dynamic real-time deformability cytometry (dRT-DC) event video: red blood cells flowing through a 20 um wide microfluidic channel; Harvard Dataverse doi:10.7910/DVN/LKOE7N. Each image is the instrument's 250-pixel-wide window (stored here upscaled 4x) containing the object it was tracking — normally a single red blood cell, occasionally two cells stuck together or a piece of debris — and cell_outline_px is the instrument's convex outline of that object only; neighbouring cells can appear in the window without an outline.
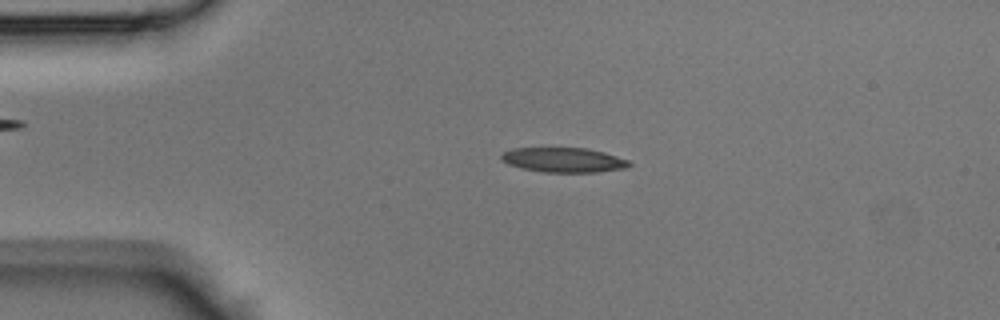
{"species": "Egyptian fruit bat (a non-hibernating species)", "species_latin": "Rousettus aegyptiacus", "temperature_condition": "room temperature", "stored_images_in_passage": 47, "camera_frame_rate_fps": 3000, "um_per_image_px": 0.085, "animal": {"sex": "male"}, "frame": {"image": 1, "passage_image": 10, "time_ms": 3.0, "image_size_px": [1000, 320], "cell_outline_px": [[632, 164], [628, 168], [596, 172], [544, 172], [520, 168], [508, 164], [500, 160], [500, 156], [504, 152], [512, 148], [584, 148], [604, 152], [628, 160]], "centroid_in_image_um": [47.89, 13.6], "position_along_channel_um": 37.1, "area_um2": 18.44}}
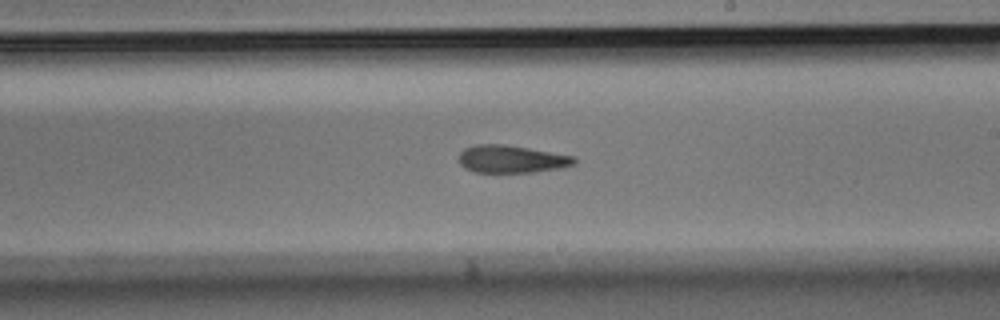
{"frame": {"image": 2, "passage_image": 27, "time_ms": 8.667, "image_size_px": [1000, 320], "cell_outline_px": [[576, 164], [560, 168], [532, 172], [476, 172], [464, 168], [456, 160], [460, 152], [464, 148], [476, 144], [504, 144], [576, 156]], "centroid_in_image_um": [43.45, 13.51], "position_along_channel_um": 245.6, "area_um2": 18.73}}
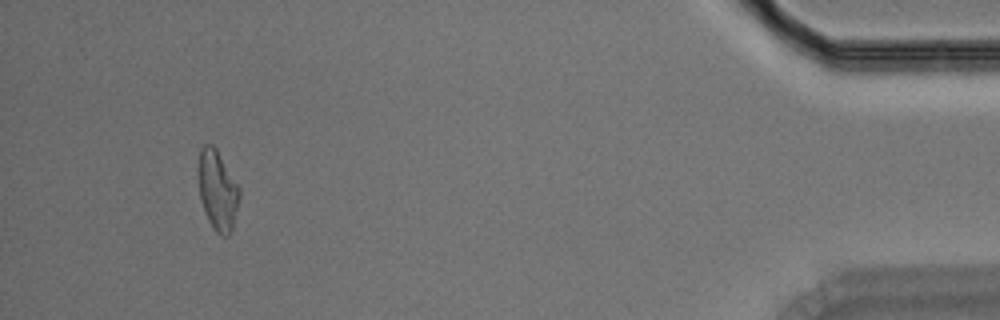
{"frame": {"image": 3, "passage_image": 44, "time_ms": 14.333, "image_size_px": [1000, 320], "cell_outline_px": [[240, 196], [232, 228], [228, 236], [224, 236], [216, 232], [212, 228], [208, 220], [200, 200], [196, 172], [196, 168], [200, 148], [204, 144], [212, 144], [216, 148], [240, 188]], "centroid_in_image_um": [18.45, 16.13], "position_along_channel_um": 416.8, "area_um2": 19.48}}